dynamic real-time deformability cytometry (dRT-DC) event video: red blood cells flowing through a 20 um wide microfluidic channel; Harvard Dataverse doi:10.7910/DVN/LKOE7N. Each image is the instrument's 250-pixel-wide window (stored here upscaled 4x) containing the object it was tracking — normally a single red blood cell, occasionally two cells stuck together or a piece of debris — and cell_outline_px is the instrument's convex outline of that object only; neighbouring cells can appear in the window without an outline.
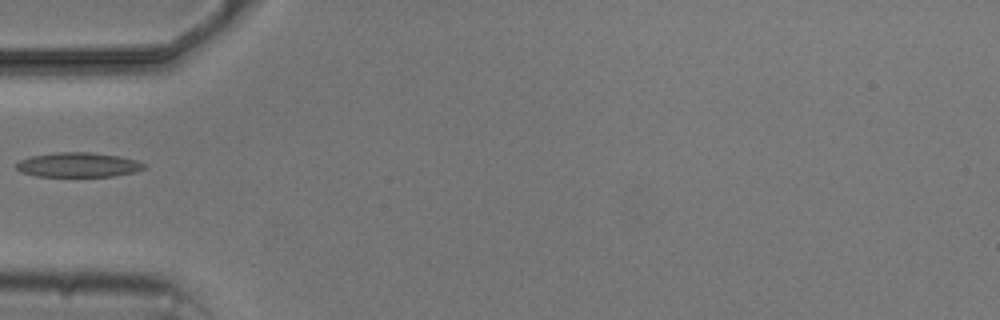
{"species": "common noctule bat (a hibernating species)", "species_latin": "Nyctalus noctula", "temperature_condition": "cold", "stored_images_in_passage": 2, "camera_frame_rate_fps": 3000, "um_per_image_px": 0.085, "animal": {"sex": "male", "body_mass_g": 20.5, "forearm_length_mm": 52.5}, "frame": {"image": 1, "passage_image": 1, "time_ms": 0.0, "image_size_px": [1000, 320], "cell_outline_px": [[148, 168], [136, 172], [112, 176], [36, 176], [20, 172], [16, 168], [16, 164], [20, 160], [32, 156], [56, 152], [92, 152], [120, 156], [136, 160], [148, 164]], "centroid_in_image_um": [6.71, 14.01], "position_along_channel_um": 78.3, "area_um2": 18.5}}
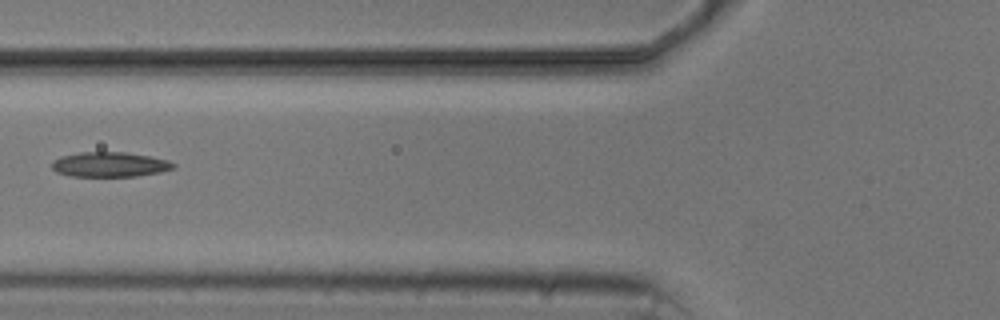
{"frame": {"image": 2, "passage_image": 2, "time_ms": 1.0, "image_size_px": [1000, 320], "cell_outline_px": [[176, 168], [160, 172], [136, 176], [72, 176], [56, 172], [52, 168], [52, 160], [60, 156], [80, 152], [128, 152], [168, 160], [176, 164]], "centroid_in_image_um": [9.33, 13.97], "position_along_channel_um": 116.5, "area_um2": 17.69}}